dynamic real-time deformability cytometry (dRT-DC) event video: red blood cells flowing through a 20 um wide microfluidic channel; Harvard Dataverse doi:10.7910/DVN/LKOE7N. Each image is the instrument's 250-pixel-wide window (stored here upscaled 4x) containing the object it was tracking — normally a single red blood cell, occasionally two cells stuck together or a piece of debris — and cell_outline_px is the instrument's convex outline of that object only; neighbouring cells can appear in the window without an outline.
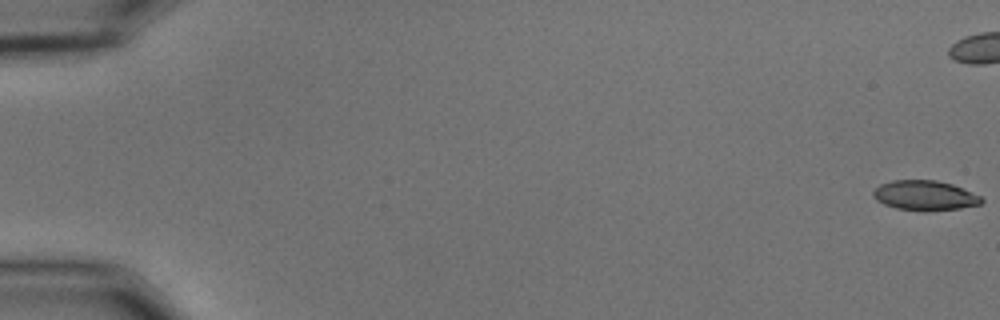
{"species": "common noctule bat (a hibernating species)", "species_latin": "Nyctalus noctula", "temperature_condition": "cold", "stored_images_in_passage": 57, "camera_frame_rate_fps": 3000, "um_per_image_px": 0.085, "animal": {"sex": "male", "body_mass_g": 15.6}, "frame": {"image": 1, "passage_image": 1, "time_ms": 0.0, "image_size_px": [1000, 320], "cell_outline_px": [[984, 200], [980, 204], [960, 208], [924, 212], [896, 208], [884, 204], [876, 200], [872, 196], [872, 192], [880, 184], [892, 180], [936, 180], [952, 184], [972, 192], [980, 196]], "centroid_in_image_um": [78.59, 16.62], "position_along_channel_um": 6.4, "area_um2": 18.96}}
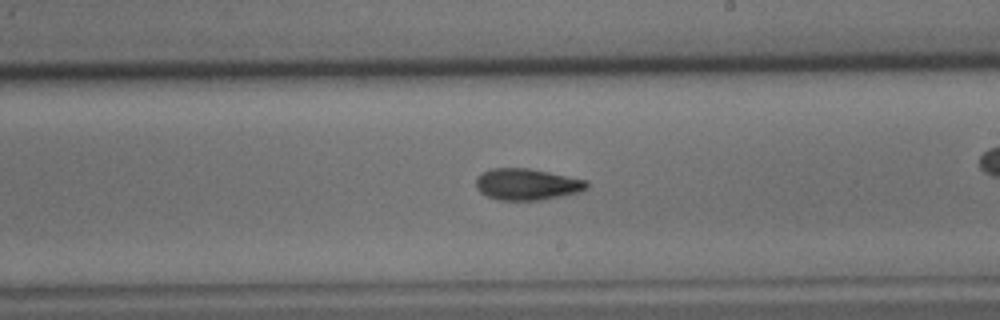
{"frame": {"image": 2, "passage_image": 34, "time_ms": 11.0, "image_size_px": [1000, 320], "cell_outline_px": [[588, 188], [580, 192], [540, 200], [496, 200], [480, 192], [476, 188], [476, 176], [480, 172], [492, 168], [528, 168], [588, 180]], "centroid_in_image_um": [44.77, 15.66], "position_along_channel_um": 244.2, "area_um2": 20.46}}
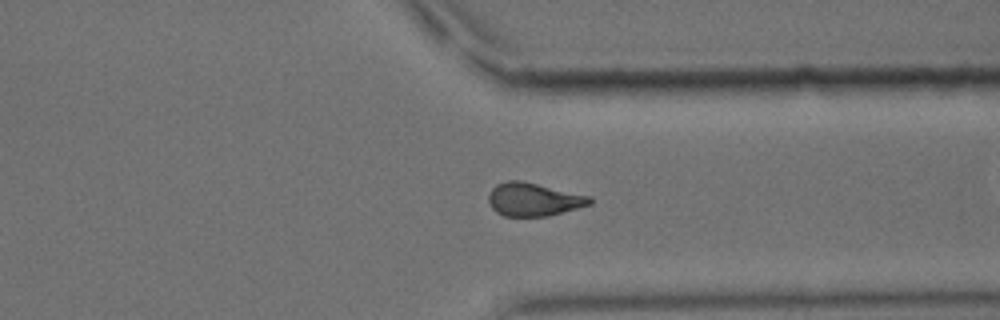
{"frame": {"image": 3, "passage_image": 44, "time_ms": 14.333, "image_size_px": [1000, 320], "cell_outline_px": [[592, 204], [548, 216], [504, 216], [496, 212], [492, 208], [488, 200], [488, 196], [492, 188], [496, 184], [508, 180], [520, 180], [592, 196]], "centroid_in_image_um": [45.36, 16.95], "position_along_channel_um": 366.0, "area_um2": 19.65}, "authors_computed_cell_mechanics": {"area_um2": 19.652, "velocity_mm_per_s": 3.656, "shape_relaxation_time_tau1_ms": 5.0395, "shape_relaxation_time_tau2_ms": 5.12, "deformation_change_tau1": 0.1649, "deformation_change_tau2": 0.1299}}